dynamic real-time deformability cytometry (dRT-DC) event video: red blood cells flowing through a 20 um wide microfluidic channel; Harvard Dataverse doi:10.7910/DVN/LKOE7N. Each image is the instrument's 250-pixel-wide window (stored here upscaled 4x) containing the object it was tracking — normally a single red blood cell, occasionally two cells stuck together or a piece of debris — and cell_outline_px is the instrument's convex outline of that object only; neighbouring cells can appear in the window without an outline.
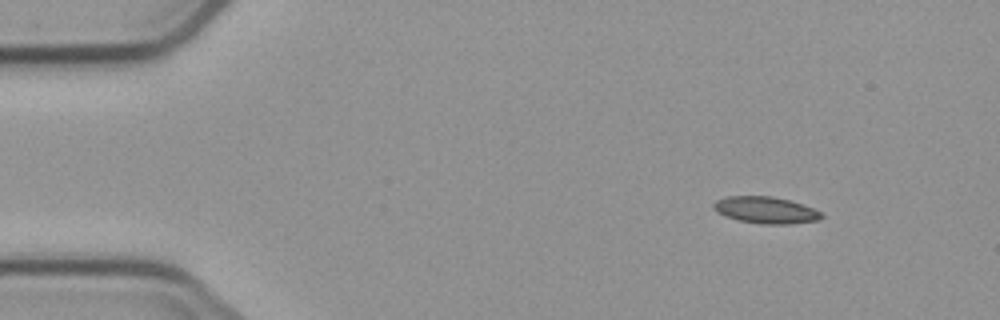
{"species": "common noctule bat (a hibernating species)", "species_latin": "Nyctalus noctula", "temperature_condition": "cold", "stored_images_in_passage": 4, "camera_frame_rate_fps": 3000, "um_per_image_px": 0.085, "animal": {"sex": "male", "body_mass_g": 23.1, "forearm_length_mm": 52.7}, "frame": {"image": 1, "passage_image": 1, "time_ms": 0.0, "image_size_px": [1000, 320], "cell_outline_px": [[824, 216], [820, 220], [788, 224], [764, 224], [740, 220], [724, 216], [716, 212], [712, 208], [712, 204], [716, 200], [728, 196], [772, 196], [788, 200], [812, 208], [820, 212]], "centroid_in_image_um": [65.05, 17.85], "position_along_channel_um": 20.0, "area_um2": 16.7}}
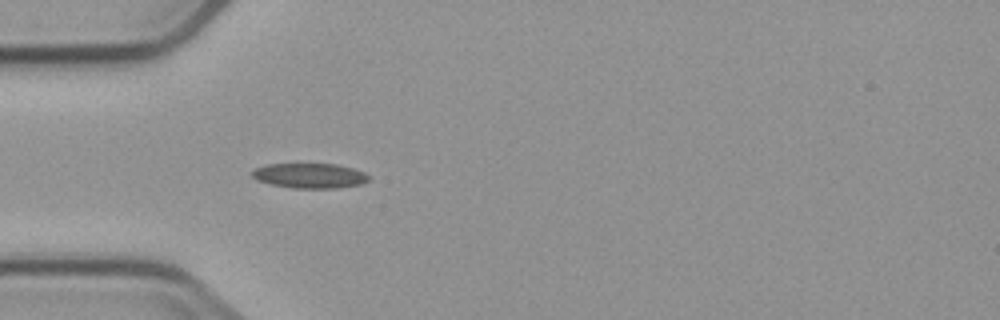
{"frame": {"image": 2, "passage_image": 4, "time_ms": 3.333, "image_size_px": [1000, 320], "cell_outline_px": [[368, 180], [360, 184], [336, 188], [292, 188], [272, 184], [256, 180], [252, 176], [252, 172], [256, 168], [268, 164], [336, 164], [352, 168], [364, 172], [368, 176]], "centroid_in_image_um": [26.31, 14.93], "position_along_channel_um": 58.7, "area_um2": 16.76}}